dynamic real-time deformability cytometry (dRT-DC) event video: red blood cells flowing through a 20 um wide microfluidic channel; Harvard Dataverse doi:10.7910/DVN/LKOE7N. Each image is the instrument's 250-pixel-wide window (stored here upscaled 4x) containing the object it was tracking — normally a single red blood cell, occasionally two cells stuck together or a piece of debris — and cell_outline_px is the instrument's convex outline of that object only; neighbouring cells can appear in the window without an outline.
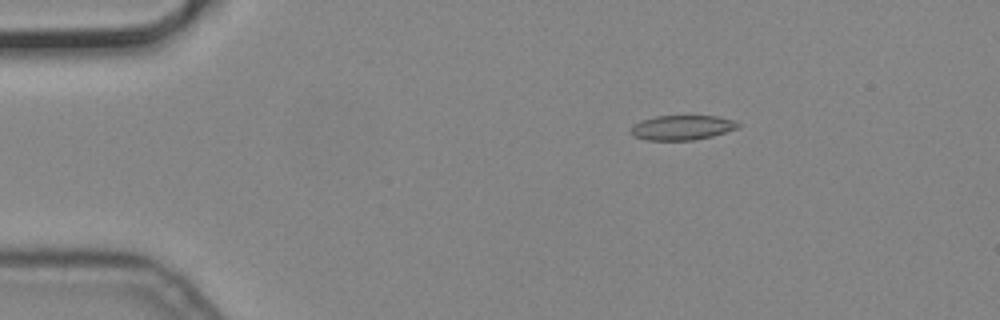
{"species": "common noctule bat (a hibernating species)", "species_latin": "Nyctalus noctula", "temperature_condition": "cold", "stored_images_in_passage": 5, "camera_frame_rate_fps": 3000, "um_per_image_px": 0.085, "animal": {"sex": "male", "body_mass_g": 19.2, "forearm_length_mm": 51.8}, "frame": {"image": 1, "passage_image": 3, "time_ms": 0.667, "image_size_px": [1000, 320], "cell_outline_px": [[740, 128], [712, 136], [692, 140], [644, 140], [632, 136], [628, 132], [628, 128], [632, 124], [640, 120], [656, 116], [716, 116], [732, 120], [740, 124]], "centroid_in_image_um": [57.89, 10.85], "position_along_channel_um": 27.1, "area_um2": 15.72}}